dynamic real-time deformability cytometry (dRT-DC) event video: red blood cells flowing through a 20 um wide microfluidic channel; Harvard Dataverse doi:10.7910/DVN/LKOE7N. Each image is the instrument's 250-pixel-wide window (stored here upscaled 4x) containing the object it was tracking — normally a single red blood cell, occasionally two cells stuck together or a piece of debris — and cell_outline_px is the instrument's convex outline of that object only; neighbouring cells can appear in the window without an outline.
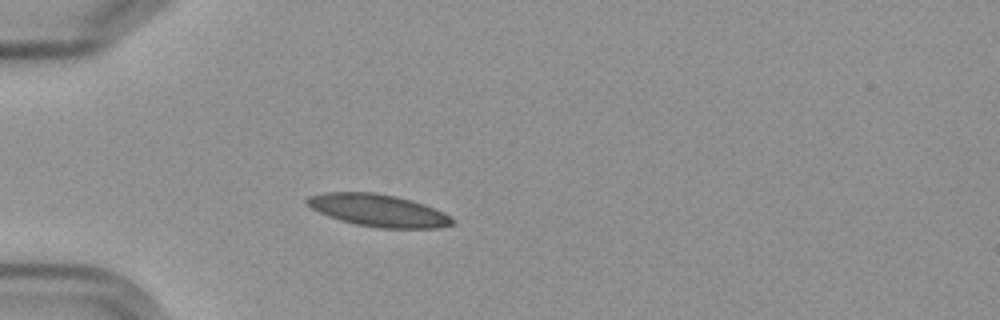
{"species": "Egyptian fruit bat (a non-hibernating species)", "species_latin": "Rousettus aegyptiacus", "temperature_condition": "cold", "stored_images_in_passage": 4, "camera_frame_rate_fps": 3000, "um_per_image_px": 0.085, "frame": {"image": 1, "passage_image": 3, "time_ms": 2.333, "image_size_px": [1000, 320], "cell_outline_px": [[456, 220], [452, 224], [440, 228], [380, 228], [356, 224], [340, 220], [328, 216], [312, 208], [304, 200], [308, 196], [324, 192], [376, 192], [396, 196], [424, 204], [444, 212]], "centroid_in_image_um": [32.16, 17.88], "position_along_channel_um": 52.8, "area_um2": 27.34}}